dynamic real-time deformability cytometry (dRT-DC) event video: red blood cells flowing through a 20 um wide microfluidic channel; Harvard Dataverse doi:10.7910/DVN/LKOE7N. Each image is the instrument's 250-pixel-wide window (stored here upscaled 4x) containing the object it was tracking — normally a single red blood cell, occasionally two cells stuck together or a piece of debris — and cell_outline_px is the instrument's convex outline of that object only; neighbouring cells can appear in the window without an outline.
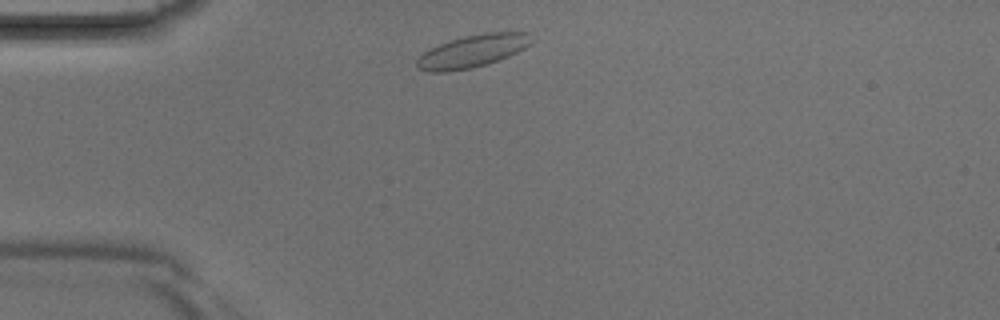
{"species": "Egyptian fruit bat (a non-hibernating species)", "species_latin": "Rousettus aegyptiacus", "temperature_condition": "room temperature", "stored_images_in_passage": 2, "camera_frame_rate_fps": 3000, "um_per_image_px": 0.085, "animal": {"sex": "male"}, "frame": {"image": 1, "passage_image": 1, "time_ms": 0.0, "image_size_px": [1000, 320], "cell_outline_px": [[532, 40], [524, 48], [508, 56], [472, 68], [444, 72], [428, 72], [416, 68], [416, 60], [424, 52], [440, 44], [464, 36], [488, 32], [528, 32]], "centroid_in_image_um": [40.12, 4.35], "position_along_channel_um": 44.9, "area_um2": 21.33}}